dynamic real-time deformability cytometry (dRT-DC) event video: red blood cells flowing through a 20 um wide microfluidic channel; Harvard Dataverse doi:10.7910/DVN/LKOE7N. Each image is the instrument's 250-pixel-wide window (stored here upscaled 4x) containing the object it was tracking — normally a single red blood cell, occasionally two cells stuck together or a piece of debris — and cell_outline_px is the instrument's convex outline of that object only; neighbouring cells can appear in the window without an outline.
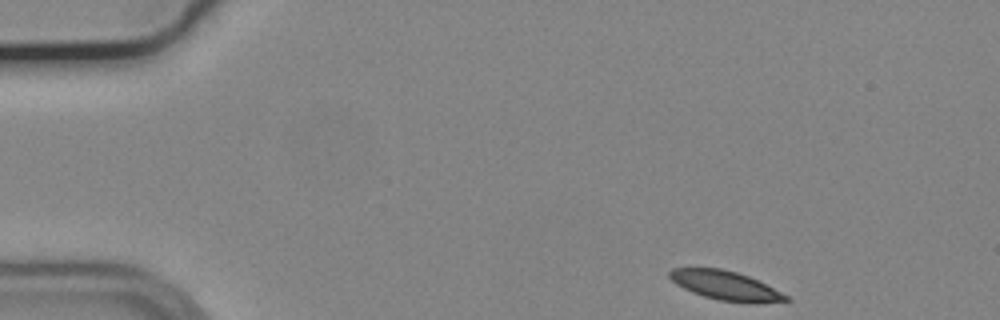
{"species": "common noctule bat (a hibernating species)", "species_latin": "Nyctalus noctula", "temperature_condition": "cold", "stored_images_in_passage": 50, "camera_frame_rate_fps": 3000, "um_per_image_px": 0.085, "animal": {"sex": "male", "body_mass_g": 19.2, "forearm_length_mm": 51.8}, "frame": {"image": 1, "passage_image": 1, "time_ms": 0.0, "image_size_px": [1000, 320], "cell_outline_px": [[792, 300], [756, 304], [752, 304], [720, 300], [704, 296], [692, 292], [676, 284], [668, 276], [668, 272], [672, 268], [720, 268], [736, 272], [748, 276], [788, 296]], "centroid_in_image_um": [61.66, 24.28], "position_along_channel_um": 23.3, "area_um2": 19.59}}
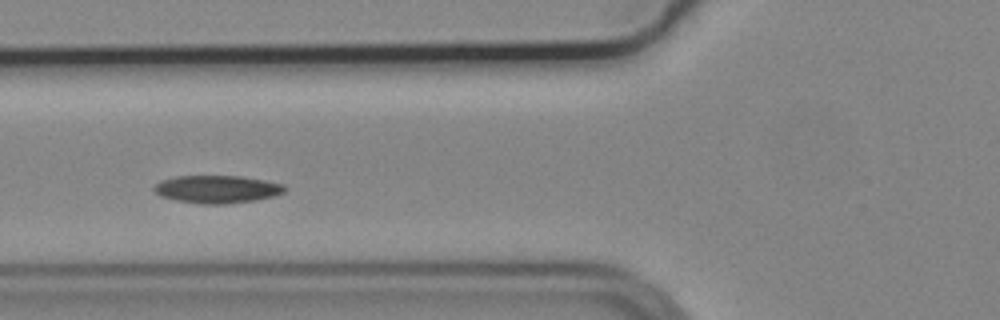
{"frame": {"image": 2, "passage_image": 15, "time_ms": 4.667, "image_size_px": [1000, 320], "cell_outline_px": [[288, 188], [284, 192], [272, 196], [256, 200], [224, 204], [200, 204], [176, 200], [160, 196], [152, 188], [160, 180], [176, 176], [240, 176], [264, 180], [284, 184]], "centroid_in_image_um": [18.45, 16.08], "position_along_channel_um": 107.4, "area_um2": 21.15}}
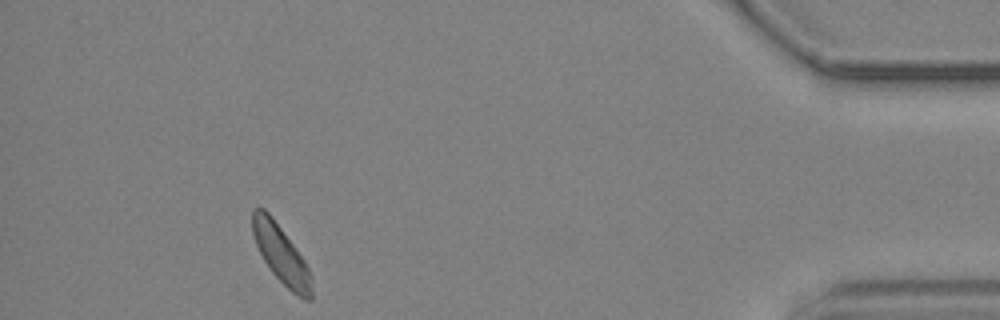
{"frame": {"image": 3, "passage_image": 45, "time_ms": 14.667, "image_size_px": [1000, 320], "cell_outline_px": [[312, 300], [304, 300], [296, 296], [272, 272], [264, 260], [256, 244], [252, 232], [252, 208], [264, 208], [272, 216], [304, 260], [308, 268], [312, 292]], "centroid_in_image_um": [23.87, 21.61], "position_along_channel_um": 411.3, "area_um2": 19.59}, "authors_computed_cell_mechanics": {"area_um2": 20.5479, "velocity_mm_per_s": 3.6437, "shape_relaxation_time_tau1_ms": 4.4528, "shape_relaxation_time_tau2_ms": null, "deformation_change_tau1": 0.0827, "deformation_change_tau2": null}}